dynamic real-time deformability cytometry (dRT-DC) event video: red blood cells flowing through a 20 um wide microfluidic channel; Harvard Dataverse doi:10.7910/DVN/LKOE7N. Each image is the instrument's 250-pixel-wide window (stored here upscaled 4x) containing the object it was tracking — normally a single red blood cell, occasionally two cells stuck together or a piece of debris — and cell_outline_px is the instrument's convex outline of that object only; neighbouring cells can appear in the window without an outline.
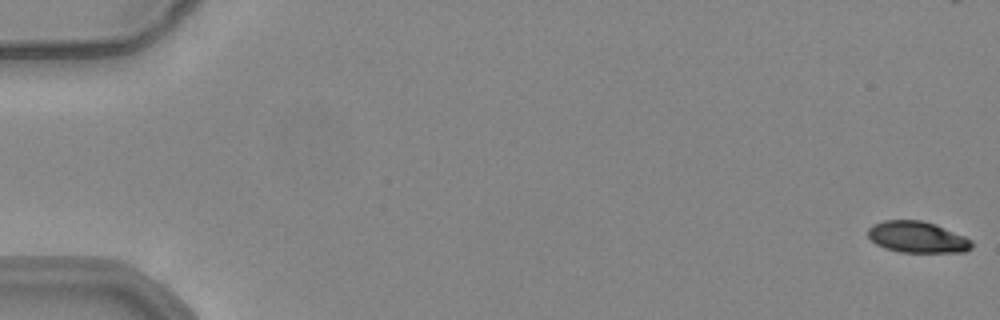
{"species": "common noctule bat (a hibernating species)", "species_latin": "Nyctalus noctula", "temperature_condition": "warm", "stored_images_in_passage": 55, "camera_frame_rate_fps": 3000, "um_per_image_px": 0.085, "animal": {"sex": "female", "body_mass_g": 24.6, "forearm_length_mm": 56.2}, "frame": {"image": 1, "passage_image": 1, "time_ms": 0.0, "image_size_px": [1000, 320], "cell_outline_px": [[972, 248], [964, 252], [900, 252], [884, 248], [876, 244], [868, 236], [868, 228], [872, 224], [884, 220], [920, 220], [936, 224], [964, 236], [972, 240]], "centroid_in_image_um": [77.96, 20.15], "position_along_channel_um": 7.0, "area_um2": 19.02}}
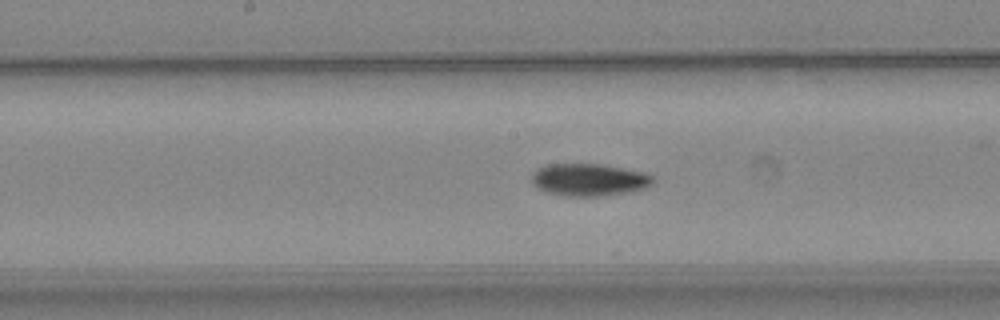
{"frame": {"image": 2, "passage_image": 29, "time_ms": 9.333, "image_size_px": [1000, 320], "cell_outline_px": [[656, 180], [648, 188], [632, 192], [596, 196], [564, 196], [544, 192], [532, 184], [532, 172], [536, 168], [548, 164], [600, 164], [644, 172], [652, 176]], "centroid_in_image_um": [50.07, 15.29], "position_along_channel_um": 198.1, "area_um2": 23.18}}
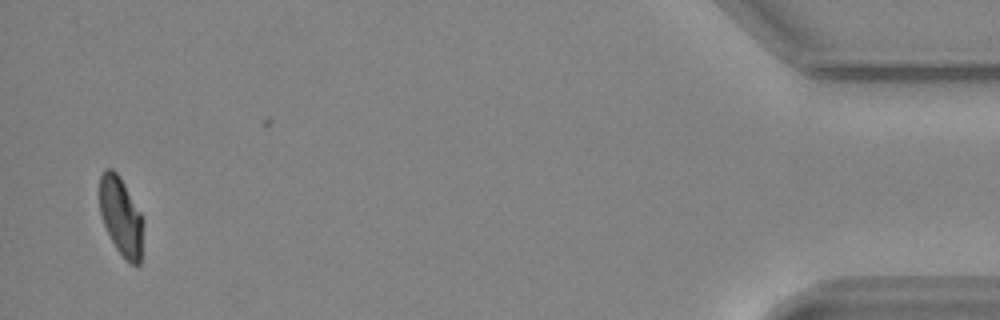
{"frame": {"image": 3, "passage_image": 53, "time_ms": 17.333, "image_size_px": [1000, 320], "cell_outline_px": [[144, 220], [140, 264], [128, 264], [116, 248], [104, 224], [100, 212], [100, 176], [104, 168], [112, 168], [116, 172], [124, 184], [140, 212]], "centroid_in_image_um": [10.3, 18.41], "position_along_channel_um": 424.9, "area_um2": 19.83}, "authors_computed_cell_mechanics": {"area_um2": 21.5594, "velocity_mm_per_s": 3.89, "shape_relaxation_time_tau1_ms": 6.3998, "shape_relaxation_time_tau2_ms": 5.4114, "deformation_change_tau1": 0.1789, "deformation_change_tau2": 0.0907}}